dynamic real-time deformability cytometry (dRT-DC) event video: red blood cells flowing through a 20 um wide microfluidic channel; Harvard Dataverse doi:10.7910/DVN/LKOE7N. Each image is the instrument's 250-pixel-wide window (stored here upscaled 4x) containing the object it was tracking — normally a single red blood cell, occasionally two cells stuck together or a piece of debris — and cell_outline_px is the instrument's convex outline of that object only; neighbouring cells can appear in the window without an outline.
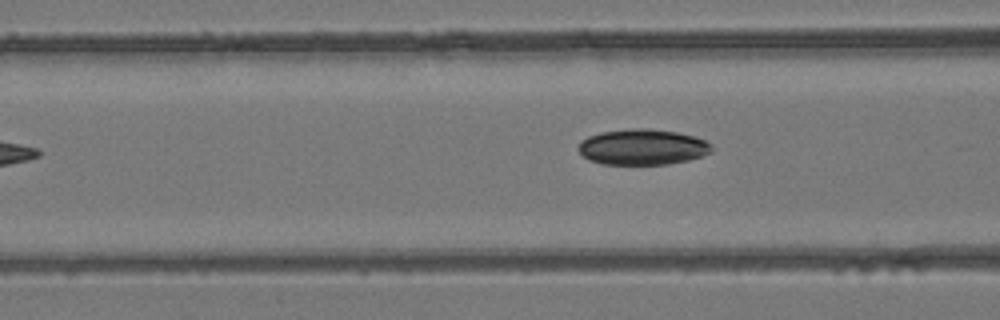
{"species": "common noctule bat (a hibernating species)", "species_latin": "Nyctalus noctula", "temperature_condition": "room temperature", "stored_images_in_passage": 5, "camera_frame_rate_fps": 3000, "um_per_image_px": 0.085, "animal": {"sex": "female", "body_mass_g": 24.6, "forearm_length_mm": 56.2}, "frame": {"image": 1, "passage_image": 5, "time_ms": 1.333, "image_size_px": [1000, 320], "cell_outline_px": [[712, 152], [688, 160], [668, 164], [604, 164], [588, 160], [580, 152], [580, 140], [588, 136], [600, 132], [632, 128], [648, 128], [676, 132], [696, 136], [704, 140], [712, 148]], "centroid_in_image_um": [54.6, 12.49], "position_along_channel_um": 112.0, "area_um2": 27.63}}